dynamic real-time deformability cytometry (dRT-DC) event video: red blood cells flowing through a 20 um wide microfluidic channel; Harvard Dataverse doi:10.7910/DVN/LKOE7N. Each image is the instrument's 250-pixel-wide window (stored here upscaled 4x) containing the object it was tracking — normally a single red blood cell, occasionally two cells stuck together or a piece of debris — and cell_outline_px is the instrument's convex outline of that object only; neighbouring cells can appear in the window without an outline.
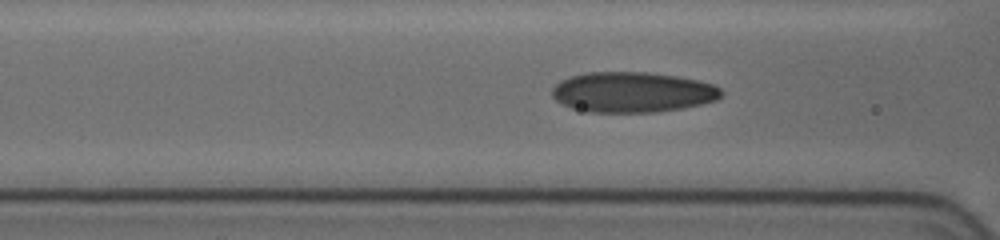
{"species": "human", "species_latin": "Homo sapiens", "temperature_condition": "cold", "stored_images_in_passage": 27, "camera_frame_rate_fps": 3000, "um_per_image_px": 0.085, "donor": {"sex": "female"}, "frame": {"image": 1, "passage_image": 13, "time_ms": 1.667, "image_size_px": [1000, 240], "cell_outline_px": [[724, 92], [716, 100], [700, 104], [680, 108], [656, 112], [588, 112], [572, 108], [556, 100], [552, 96], [552, 88], [560, 80], [572, 76], [588, 72], [648, 72], [676, 76], [696, 80], [712, 84], [720, 88]], "centroid_in_image_um": [53.74, 7.83], "position_along_channel_um": 112.9, "area_um2": 39.65}}
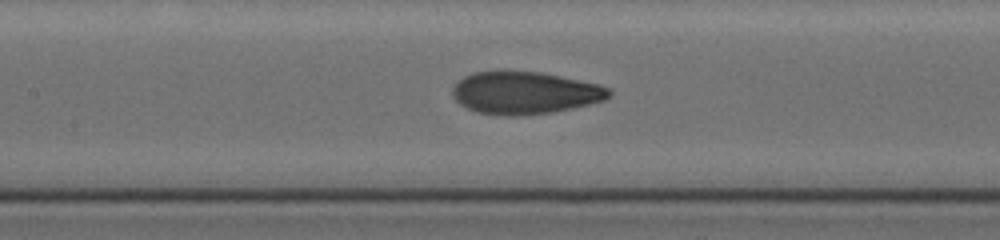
{"frame": {"image": 2, "passage_image": 22, "time_ms": 3.0, "image_size_px": [1000, 240], "cell_outline_px": [[612, 92], [604, 100], [572, 108], [552, 112], [520, 116], [504, 116], [476, 112], [460, 104], [452, 96], [452, 88], [456, 80], [472, 72], [500, 68], [508, 68], [540, 72], [560, 76], [596, 84], [608, 88]], "centroid_in_image_um": [44.5, 7.85], "position_along_channel_um": 162.9, "area_um2": 39.54}}